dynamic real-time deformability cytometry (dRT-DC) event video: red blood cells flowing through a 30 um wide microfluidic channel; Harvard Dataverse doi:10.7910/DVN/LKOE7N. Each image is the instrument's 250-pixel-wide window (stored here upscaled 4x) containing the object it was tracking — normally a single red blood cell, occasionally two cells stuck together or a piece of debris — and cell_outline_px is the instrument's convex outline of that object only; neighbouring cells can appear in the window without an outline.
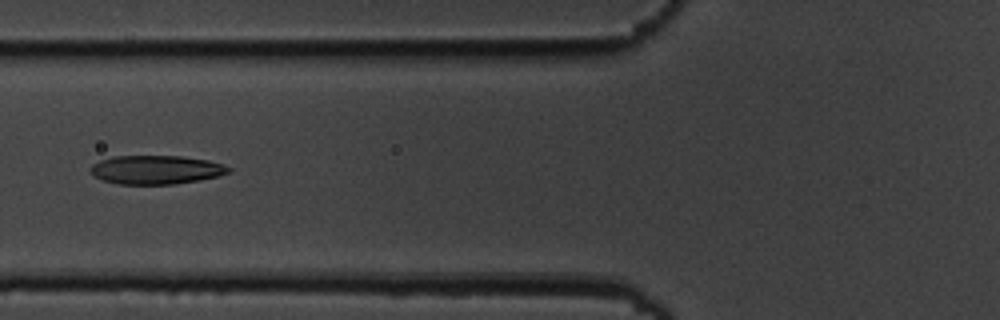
{"species": "common noctule bat (a hibernating species)", "species_latin": "Nyctalus noctula", "temperature_condition": "cold", "stored_images_in_passage": 9, "camera_frame_rate_fps": 3000, "um_per_image_px": 0.085, "animal": {"sex": "male", "body_mass_g": 19.5, "forearm_length_mm": 54.6}, "frame": {"image": 1, "passage_image": 4, "time_ms": 3.333, "image_size_px": [1000, 320], "cell_outline_px": [[232, 172], [220, 176], [200, 180], [176, 184], [116, 184], [104, 180], [96, 176], [88, 168], [92, 164], [100, 160], [112, 156], [180, 156], [208, 160], [224, 164], [232, 168]], "centroid_in_image_um": [13.32, 14.43], "position_along_channel_um": 112.5, "area_um2": 23.35}}
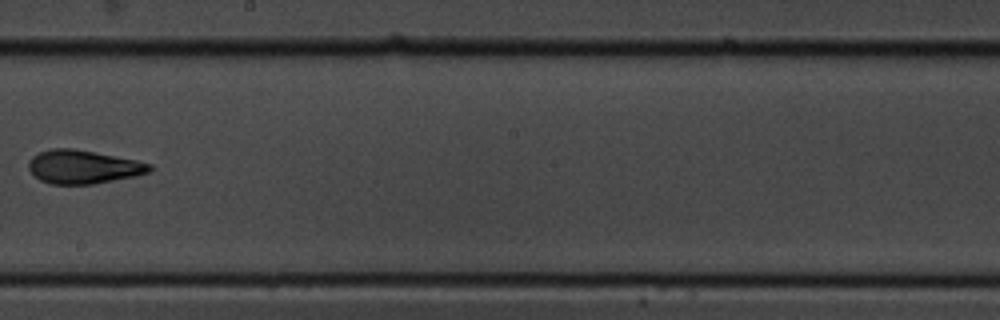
{"frame": {"image": 2, "passage_image": 7, "time_ms": 7.0, "image_size_px": [1000, 320], "cell_outline_px": [[152, 168], [148, 172], [136, 176], [92, 184], [52, 184], [40, 180], [28, 168], [28, 160], [32, 156], [40, 152], [52, 148], [72, 148], [136, 160], [152, 164]], "centroid_in_image_um": [7.06, 14.18], "position_along_channel_um": 241.1, "area_um2": 23.47}}
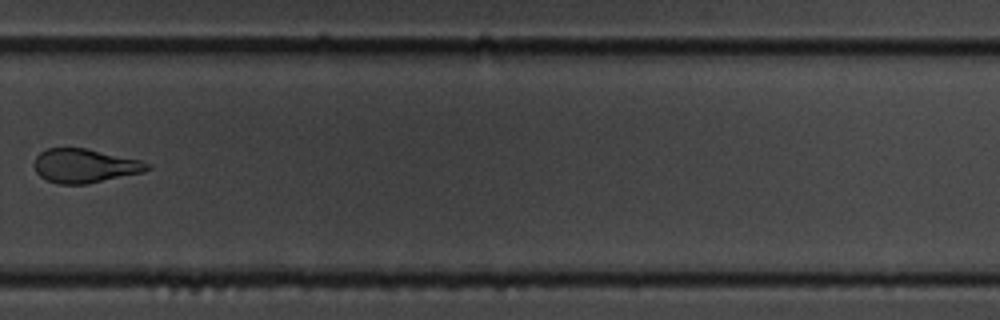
{"frame": {"image": 3, "passage_image": 9, "time_ms": 9.333, "image_size_px": [1000, 320], "cell_outline_px": [[152, 168], [144, 172], [84, 184], [56, 184], [44, 180], [36, 172], [32, 164], [36, 156], [40, 152], [48, 148], [84, 148], [140, 160], [152, 164]], "centroid_in_image_um": [7.17, 14.1], "position_along_channel_um": 322.6, "area_um2": 22.43}}